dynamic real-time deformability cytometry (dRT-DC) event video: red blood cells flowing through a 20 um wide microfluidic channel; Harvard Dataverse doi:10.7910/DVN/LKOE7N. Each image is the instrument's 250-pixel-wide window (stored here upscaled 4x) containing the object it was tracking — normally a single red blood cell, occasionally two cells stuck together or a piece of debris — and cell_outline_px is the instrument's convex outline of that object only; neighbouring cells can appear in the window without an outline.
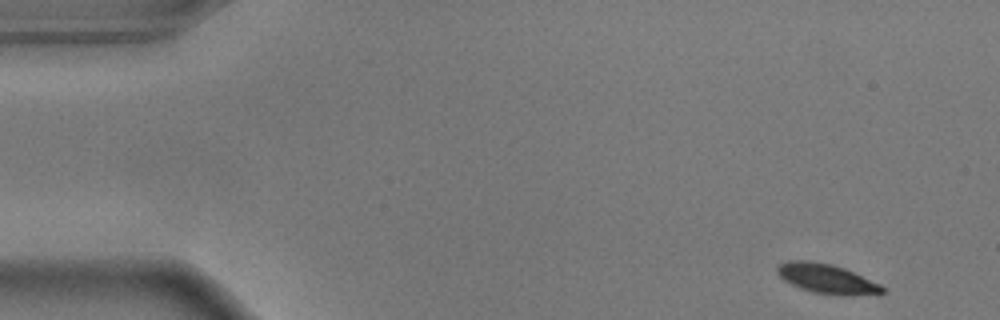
{"species": "common noctule bat (a hibernating species)", "species_latin": "Nyctalus noctula", "temperature_condition": "warm", "stored_images_in_passage": 53, "camera_frame_rate_fps": 3000, "um_per_image_px": 0.085, "animal": {"sex": "male", "body_mass_g": 17.9}, "frame": {"image": 1, "passage_image": 1, "time_ms": 0.0, "image_size_px": [1000, 320], "cell_outline_px": [[884, 292], [840, 296], [812, 292], [800, 288], [784, 280], [776, 272], [776, 268], [780, 264], [788, 260], [808, 260], [832, 264], [844, 268], [880, 284], [884, 288]], "centroid_in_image_um": [70.22, 23.68], "position_along_channel_um": 14.8, "area_um2": 17.92}}
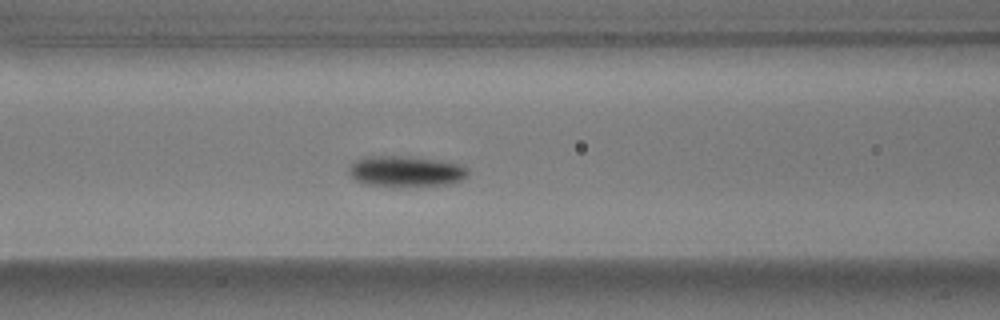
{"frame": {"image": 2, "passage_image": 20, "time_ms": 6.333, "image_size_px": [1000, 320], "cell_outline_px": [[468, 176], [460, 180], [448, 184], [364, 184], [356, 180], [348, 172], [348, 168], [356, 160], [368, 156], [408, 156], [440, 160], [460, 164], [468, 168]], "centroid_in_image_um": [34.51, 14.51], "position_along_channel_um": 132.1, "area_um2": 20.63}}
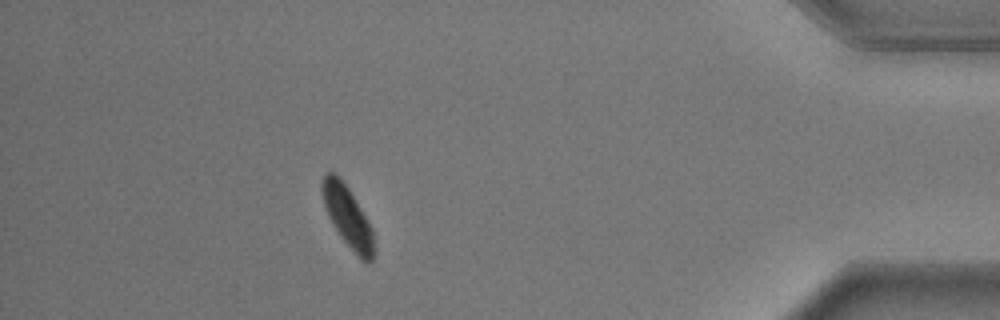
{"frame": {"image": 3, "passage_image": 47, "time_ms": 15.333, "image_size_px": [1000, 320], "cell_outline_px": [[372, 260], [368, 264], [360, 260], [340, 236], [332, 224], [328, 216], [324, 204], [320, 184], [324, 172], [336, 172], [348, 188], [372, 228]], "centroid_in_image_um": [29.5, 18.38], "position_along_channel_um": 405.7, "area_um2": 18.15}, "authors_computed_cell_mechanics": {"area_um2": 19.5942, "velocity_mm_per_s": 3.6011, "shape_relaxation_time_tau1_ms": 3.5169, "shape_relaxation_time_tau2_ms": null, "deformation_change_tau1": 0.1669, "deformation_change_tau2": null}}